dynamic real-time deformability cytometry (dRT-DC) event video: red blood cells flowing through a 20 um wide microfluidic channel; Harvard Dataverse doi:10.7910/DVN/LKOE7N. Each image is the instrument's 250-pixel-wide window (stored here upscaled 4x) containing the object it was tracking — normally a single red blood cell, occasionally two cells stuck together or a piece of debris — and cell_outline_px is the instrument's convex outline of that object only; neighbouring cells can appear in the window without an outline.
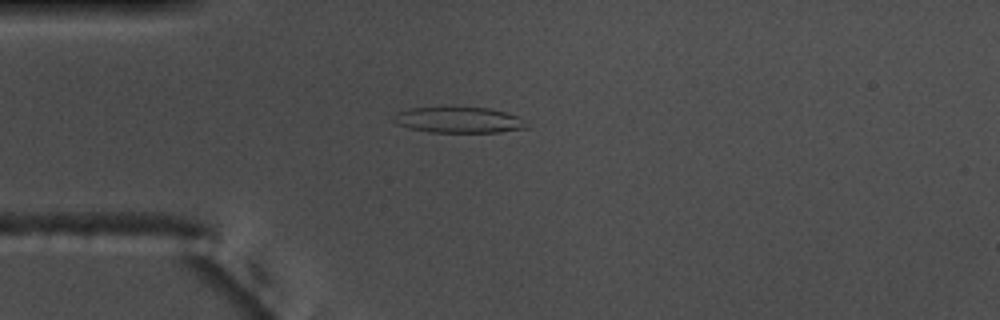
{"species": "common noctule bat (a hibernating species)", "species_latin": "Nyctalus noctula", "temperature_condition": "warm", "stored_images_in_passage": 41, "camera_frame_rate_fps": 3000, "um_per_image_px": 0.085, "animal": {"sex": "male", "body_mass_g": 17.5, "forearm_length_mm": 52.3}, "frame": {"image": 1, "passage_image": 1, "time_ms": 0.0, "image_size_px": [1000, 320], "cell_outline_px": [[528, 128], [500, 132], [428, 132], [396, 124], [392, 120], [396, 112], [412, 108], [488, 108], [504, 112], [516, 116]], "centroid_in_image_um": [38.93, 10.21], "position_along_channel_um": 46.1, "area_um2": 19.54}}
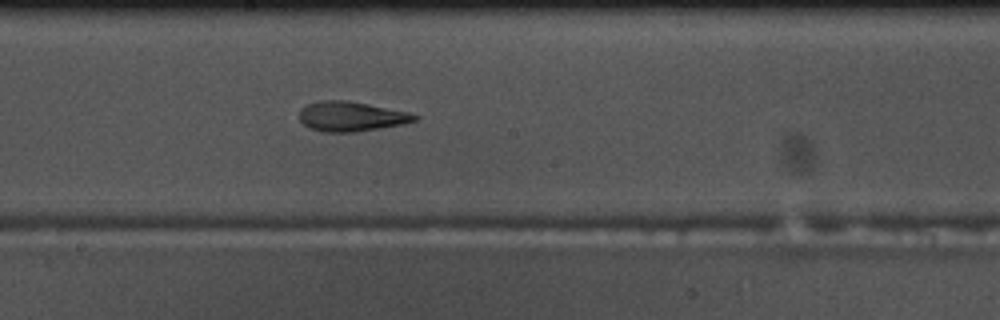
{"frame": {"image": 2, "passage_image": 16, "time_ms": 5.0, "image_size_px": [1000, 320], "cell_outline_px": [[420, 120], [404, 124], [380, 128], [352, 132], [324, 132], [312, 128], [304, 124], [300, 120], [300, 108], [308, 104], [320, 100], [348, 100], [412, 112], [420, 116]], "centroid_in_image_um": [29.93, 9.88], "position_along_channel_um": 218.3, "area_um2": 20.23}}
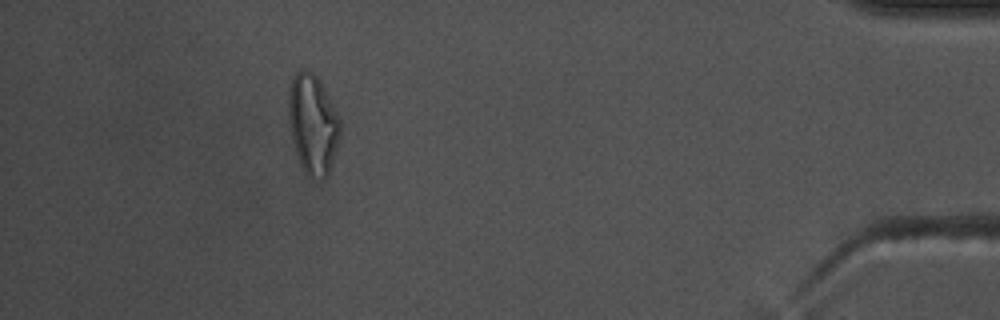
{"frame": {"image": 3, "passage_image": 36, "time_ms": 11.667, "image_size_px": [1000, 320], "cell_outline_px": [[340, 136], [328, 176], [324, 180], [320, 180], [308, 176], [304, 172], [300, 164], [296, 152], [288, 120], [288, 92], [292, 80], [296, 72], [300, 68], [304, 68], [312, 72], [316, 76], [328, 96], [340, 120]], "centroid_in_image_um": [26.58, 10.57], "position_along_channel_um": 408.6, "area_um2": 29.94}, "authors_computed_cell_mechanics": {"area_um2": 20.1722, "velocity_mm_per_s": 3.741, "shape_relaxation_time_tau1_ms": null, "shape_relaxation_time_tau2_ms": 3.5742, "deformation_change_tau1": null, "deformation_change_tau2": 0.1397}}